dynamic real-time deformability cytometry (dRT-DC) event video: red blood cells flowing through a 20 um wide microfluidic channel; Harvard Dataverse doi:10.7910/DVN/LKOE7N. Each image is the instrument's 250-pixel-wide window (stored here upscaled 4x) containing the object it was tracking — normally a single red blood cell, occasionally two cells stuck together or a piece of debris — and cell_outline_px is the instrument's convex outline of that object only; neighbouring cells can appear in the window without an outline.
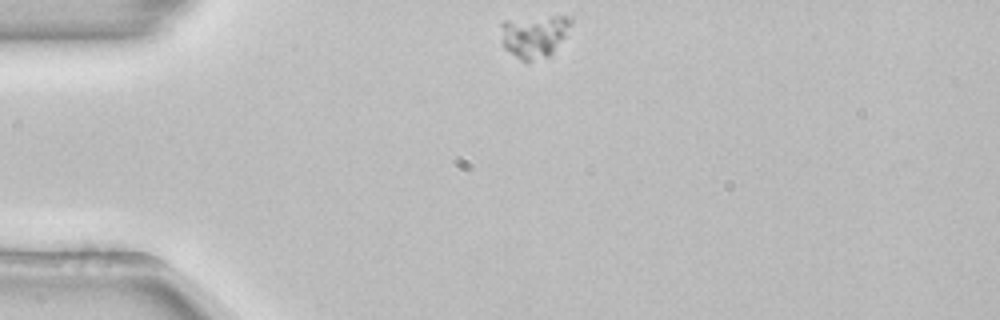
{"species": "common noctule bat (a hibernating species)", "species_latin": "Nyctalus noctula", "temperature_condition": "room temperature", "stored_images_in_passage": 43, "camera_frame_rate_fps": 3000, "um_per_image_px": 0.085, "animal": {"sex": "female", "body_mass_g": 22.7, "forearm_length_mm": 54.2}, "frame": {"image": 1, "passage_image": 1, "time_ms": 0.0, "image_size_px": [1000, 320], "cell_outline_px": [[572, 24], [564, 36], [552, 52], [548, 56], [532, 60], [520, 60], [504, 48], [500, 24], [504, 20], [552, 16], [572, 16]], "centroid_in_image_um": [45.4, 3.03], "position_along_channel_um": 39.6, "area_um2": 17.11}}
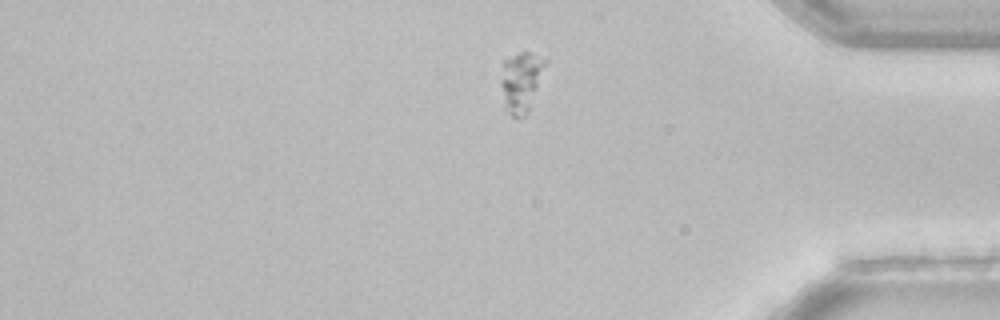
{"frame": {"image": 2, "passage_image": 34, "time_ms": 11.0, "image_size_px": [1000, 320], "cell_outline_px": [[548, 64], [528, 108], [524, 116], [512, 116], [504, 108], [500, 84], [500, 80], [504, 60], [520, 52], [528, 52], [548, 60]], "centroid_in_image_um": [44.28, 6.91], "position_along_channel_um": 390.9, "area_um2": 15.37}}
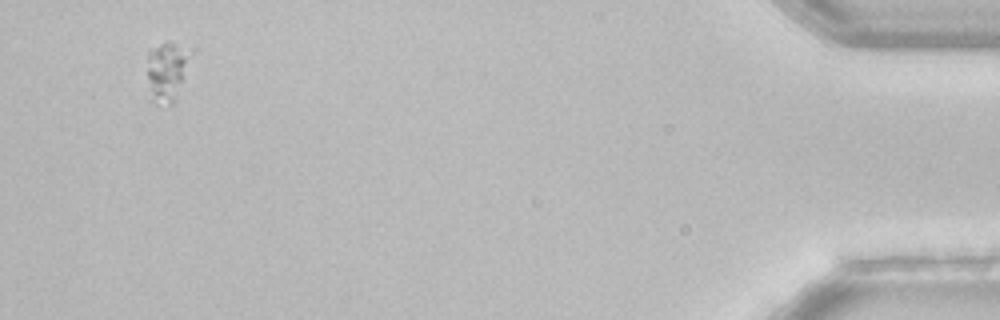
{"frame": {"image": 3, "passage_image": 41, "time_ms": 13.333, "image_size_px": [1000, 320], "cell_outline_px": [[196, 52], [176, 100], [172, 104], [156, 104], [148, 76], [148, 52], [152, 48], [168, 40], [192, 48]], "centroid_in_image_um": [14.33, 5.96], "position_along_channel_um": 420.9, "area_um2": 15.55}}